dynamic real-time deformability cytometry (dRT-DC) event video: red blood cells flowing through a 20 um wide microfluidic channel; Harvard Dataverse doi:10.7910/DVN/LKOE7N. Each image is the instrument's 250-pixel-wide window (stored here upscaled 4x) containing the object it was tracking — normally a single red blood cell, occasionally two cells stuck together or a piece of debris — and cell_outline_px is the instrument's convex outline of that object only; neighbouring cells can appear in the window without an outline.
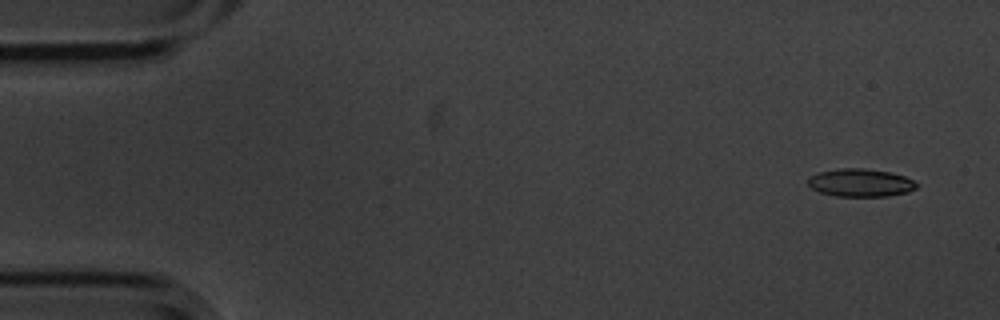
{"species": "common noctule bat (a hibernating species)", "species_latin": "Nyctalus noctula", "temperature_condition": "cold", "stored_images_in_passage": 6, "camera_frame_rate_fps": 3000, "um_per_image_px": 0.085, "animal": {"sex": "male", "body_mass_g": 20.1, "forearm_length_mm": 53.5}, "frame": {"image": 1, "passage_image": 1, "time_ms": 0.0, "image_size_px": [1000, 320], "cell_outline_px": [[920, 184], [916, 188], [908, 192], [888, 196], [836, 196], [820, 192], [812, 188], [808, 184], [808, 176], [820, 172], [836, 168], [864, 168], [892, 172], [904, 176]], "centroid_in_image_um": [73.15, 15.52], "position_along_channel_um": 11.8, "area_um2": 17.8}}
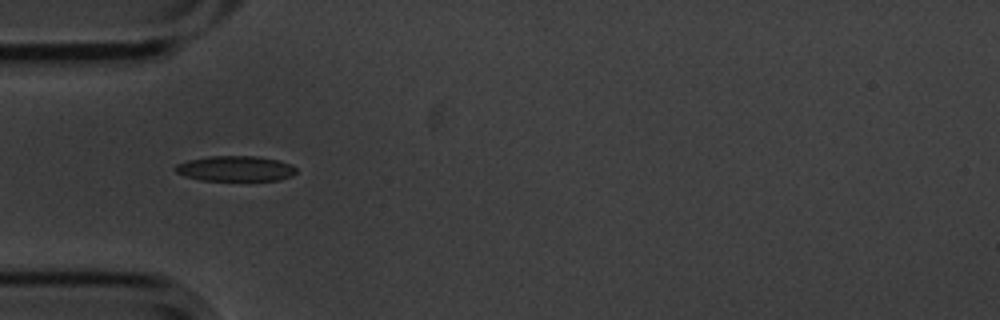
{"frame": {"image": 2, "passage_image": 5, "time_ms": 1.333, "image_size_px": [1000, 320], "cell_outline_px": [[296, 172], [292, 176], [280, 180], [200, 180], [184, 176], [176, 172], [172, 168], [176, 164], [188, 160], [208, 156], [256, 156], [280, 160], [292, 164], [296, 168]], "centroid_in_image_um": [20.01, 14.32], "position_along_channel_um": 65.0, "area_um2": 18.03}}
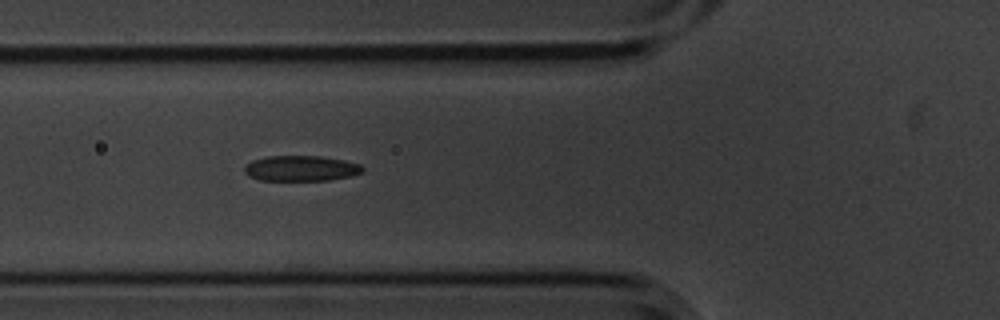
{"frame": {"image": 3, "passage_image": 6, "time_ms": 1.667, "image_size_px": [1000, 320], "cell_outline_px": [[364, 172], [352, 176], [328, 180], [260, 180], [248, 176], [244, 172], [244, 164], [252, 160], [268, 156], [320, 156], [344, 160], [360, 164], [364, 168]], "centroid_in_image_um": [25.58, 14.31], "position_along_channel_um": 100.2, "area_um2": 17.69}}